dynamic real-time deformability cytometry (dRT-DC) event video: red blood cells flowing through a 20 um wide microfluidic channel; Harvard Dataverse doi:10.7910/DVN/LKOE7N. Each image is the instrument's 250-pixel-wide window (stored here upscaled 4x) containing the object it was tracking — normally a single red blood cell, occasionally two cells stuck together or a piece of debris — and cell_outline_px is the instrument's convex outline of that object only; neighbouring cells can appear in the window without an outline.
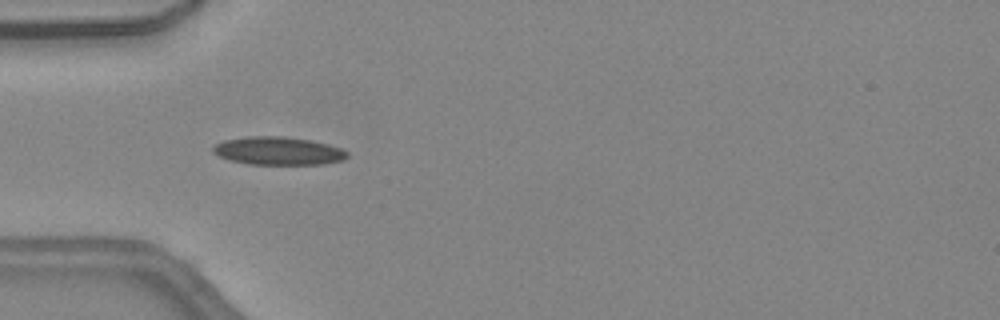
{"species": "common noctule bat (a hibernating species)", "species_latin": "Nyctalus noctula", "temperature_condition": "warm", "stored_images_in_passage": 3, "camera_frame_rate_fps": 3000, "um_per_image_px": 0.085, "animal": {"sex": "female", "body_mass_g": 24.6, "forearm_length_mm": 56.2}, "frame": {"image": 1, "passage_image": 1, "time_ms": 0.0, "image_size_px": [1000, 320], "cell_outline_px": [[348, 156], [344, 160], [324, 164], [248, 164], [228, 160], [212, 152], [212, 148], [216, 144], [224, 140], [248, 136], [284, 136], [308, 140], [328, 144], [340, 148], [348, 152]], "centroid_in_image_um": [23.64, 12.83], "position_along_channel_um": 61.4, "area_um2": 21.96}}